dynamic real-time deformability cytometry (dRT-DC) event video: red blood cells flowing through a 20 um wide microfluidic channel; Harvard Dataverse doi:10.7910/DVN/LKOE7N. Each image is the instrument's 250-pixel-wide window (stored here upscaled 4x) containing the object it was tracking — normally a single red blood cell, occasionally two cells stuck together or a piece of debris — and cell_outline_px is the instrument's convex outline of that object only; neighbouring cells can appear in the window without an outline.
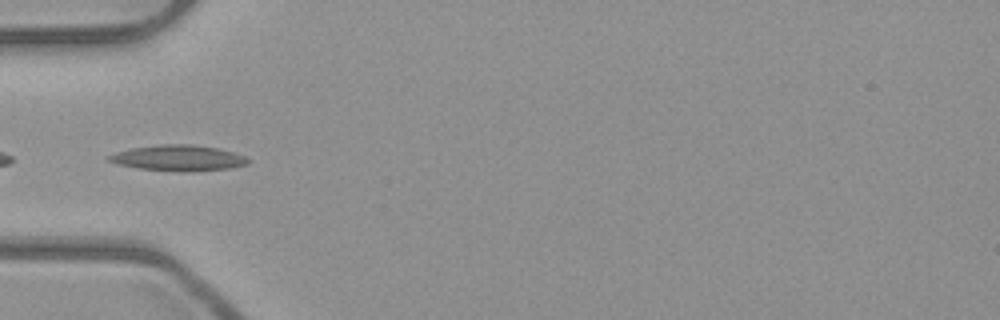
{"species": "common noctule bat (a hibernating species)", "species_latin": "Nyctalus noctula", "temperature_condition": "room temperature", "stored_images_in_passage": 36, "camera_frame_rate_fps": 3000, "um_per_image_px": 0.085, "animal": {"sex": "male", "body_mass_g": 23.1, "forearm_length_mm": 52.7}, "frame": {"image": 1, "passage_image": 1, "time_ms": 0.0, "image_size_px": [1000, 320], "cell_outline_px": [[252, 160], [248, 164], [232, 168], [192, 172], [180, 172], [136, 168], [116, 164], [108, 160], [108, 156], [116, 152], [132, 148], [160, 144], [192, 144], [216, 148], [232, 152], [244, 156]], "centroid_in_image_um": [15.17, 13.44], "position_along_channel_um": 69.8, "area_um2": 21.1}}
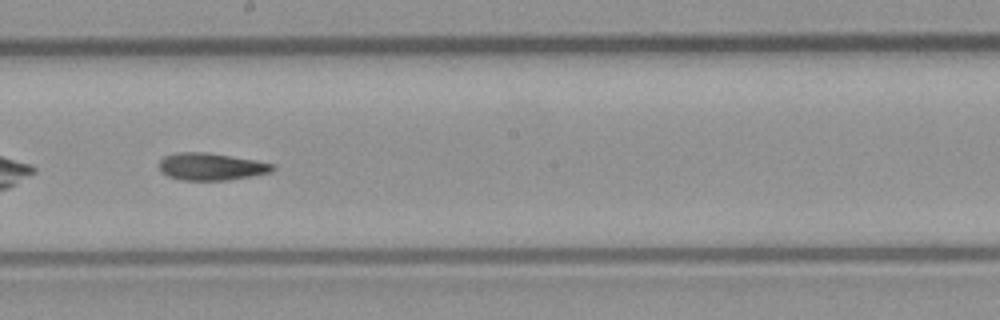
{"frame": {"image": 2, "passage_image": 13, "time_ms": 4.0, "image_size_px": [1000, 320], "cell_outline_px": [[276, 168], [272, 172], [252, 176], [228, 180], [180, 180], [168, 176], [160, 172], [160, 160], [164, 156], [176, 152], [208, 152], [256, 160], [276, 164]], "centroid_in_image_um": [17.97, 14.16], "position_along_channel_um": 230.2, "area_um2": 18.26}}
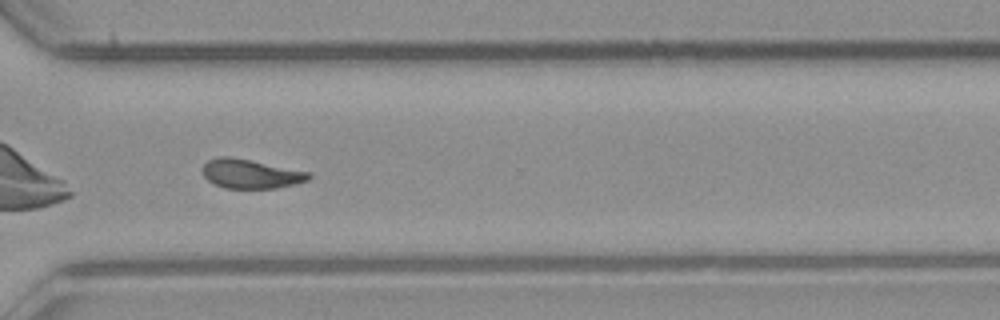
{"frame": {"image": 3, "passage_image": 22, "time_ms": 7.0, "image_size_px": [1000, 320], "cell_outline_px": [[312, 176], [308, 180], [276, 188], [224, 188], [208, 180], [204, 176], [204, 164], [208, 160], [220, 156], [228, 156], [312, 172]], "centroid_in_image_um": [21.33, 14.77], "position_along_channel_um": 349.3, "area_um2": 17.8}, "authors_computed_cell_mechanics": {"area_um2": 18.1492, "velocity_mm_per_s": 3.9851, "shape_relaxation_time_tau1_ms": null, "shape_relaxation_time_tau2_ms": 5.3974, "deformation_change_tau1": null, "deformation_change_tau2": 0.1435}}